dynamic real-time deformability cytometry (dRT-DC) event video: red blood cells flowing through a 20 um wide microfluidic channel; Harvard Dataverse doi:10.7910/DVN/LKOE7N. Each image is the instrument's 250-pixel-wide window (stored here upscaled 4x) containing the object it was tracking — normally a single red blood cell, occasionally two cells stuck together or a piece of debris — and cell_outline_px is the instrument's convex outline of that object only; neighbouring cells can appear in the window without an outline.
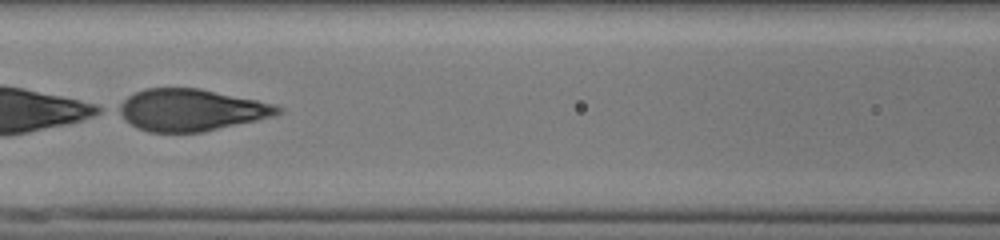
{"species": "human", "species_latin": "Homo sapiens", "temperature_condition": "cold", "stored_images_in_passage": 52, "camera_frame_rate_fps": 3000, "um_per_image_px": 0.085, "donor": {"sex": "male"}, "frame": {"image": 1, "passage_image": 25, "time_ms": 8.0, "image_size_px": [1000, 240], "cell_outline_px": [[284, 112], [276, 116], [204, 132], [148, 132], [136, 128], [124, 120], [112, 108], [128, 96], [144, 88], [200, 88], [276, 104], [284, 108]], "centroid_in_image_um": [16.22, 9.35], "position_along_channel_um": 150.4, "area_um2": 39.54}}